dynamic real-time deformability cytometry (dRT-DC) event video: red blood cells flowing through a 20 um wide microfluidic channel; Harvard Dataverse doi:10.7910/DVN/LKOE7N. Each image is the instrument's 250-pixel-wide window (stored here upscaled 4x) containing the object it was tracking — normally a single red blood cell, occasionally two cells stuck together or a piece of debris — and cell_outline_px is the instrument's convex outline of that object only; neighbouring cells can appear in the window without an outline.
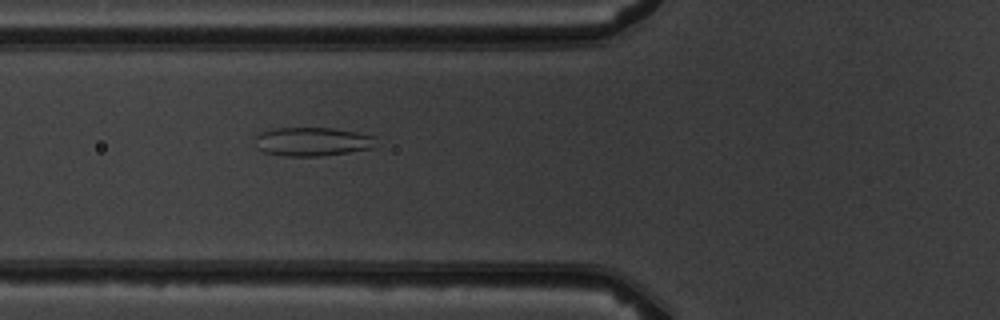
{"species": "common noctule bat (a hibernating species)", "species_latin": "Nyctalus noctula", "temperature_condition": "warm", "stored_images_in_passage": 5, "camera_frame_rate_fps": 3000, "um_per_image_px": 0.085, "animal": {"sex": "male", "body_mass_g": 19.5, "forearm_length_mm": 54.6}, "frame": {"image": 1, "passage_image": 5, "time_ms": 4.667, "image_size_px": [1000, 320], "cell_outline_px": [[372, 148], [324, 156], [284, 156], [264, 152], [256, 148], [256, 136], [260, 132], [272, 128], [332, 128], [356, 132], [372, 136]], "centroid_in_image_um": [26.45, 12.04], "position_along_channel_um": 99.3, "area_um2": 20.06}}